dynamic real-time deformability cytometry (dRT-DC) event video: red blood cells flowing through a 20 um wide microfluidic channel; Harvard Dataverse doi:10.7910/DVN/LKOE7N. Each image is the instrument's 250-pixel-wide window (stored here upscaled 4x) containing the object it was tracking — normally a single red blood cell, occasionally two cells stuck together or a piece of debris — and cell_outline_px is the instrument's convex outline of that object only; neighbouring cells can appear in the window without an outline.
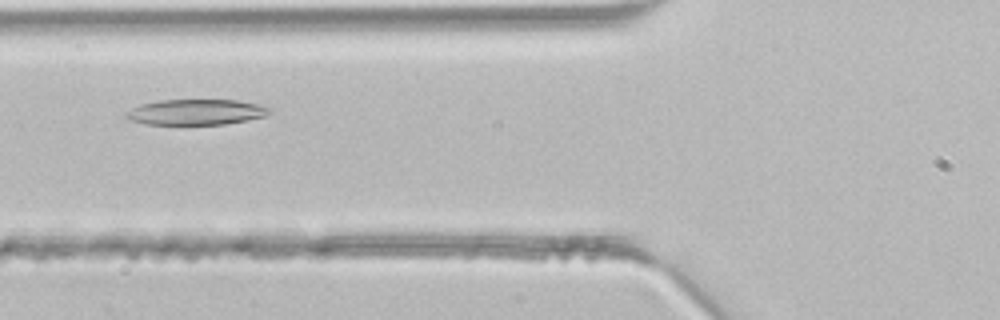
{"species": "common noctule bat (a hibernating species)", "species_latin": "Nyctalus noctula", "temperature_condition": "room temperature", "stored_images_in_passage": 38, "segment_of_instrument_passage": [1, 2], "camera_frame_rate_fps": 3000, "um_per_image_px": 0.085, "animal": {"sex": "male", "body_mass_g": 21.5, "forearm_length_mm": 52.0}, "frame": {"image": 1, "passage_image": 11, "time_ms": 3.333, "image_size_px": [1000, 320], "cell_outline_px": [[272, 112], [264, 116], [248, 120], [224, 124], [148, 124], [132, 120], [124, 116], [124, 112], [140, 104], [160, 100], [240, 100], [272, 108]], "centroid_in_image_um": [16.67, 9.52], "position_along_channel_um": 109.1, "area_um2": 21.33}}
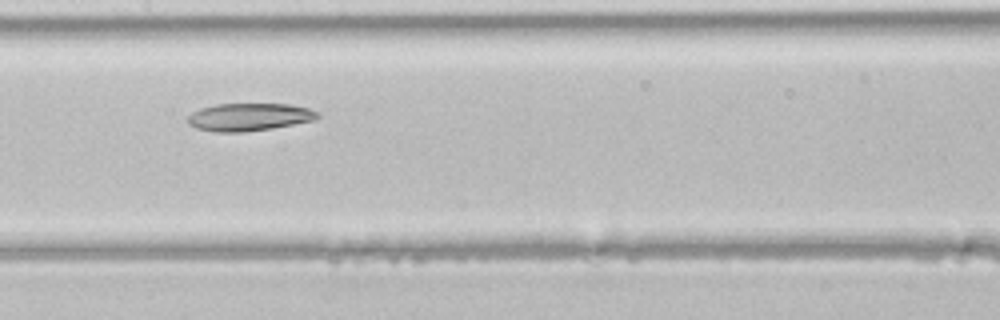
{"frame": {"image": 2, "passage_image": 16, "time_ms": 5.0, "image_size_px": [1000, 320], "cell_outline_px": [[320, 116], [316, 120], [272, 128], [244, 132], [216, 132], [196, 128], [188, 124], [188, 116], [192, 112], [200, 108], [216, 104], [288, 104], [308, 108], [316, 112]], "centroid_in_image_um": [21.16, 9.95], "position_along_channel_um": 186.2, "area_um2": 20.92}}
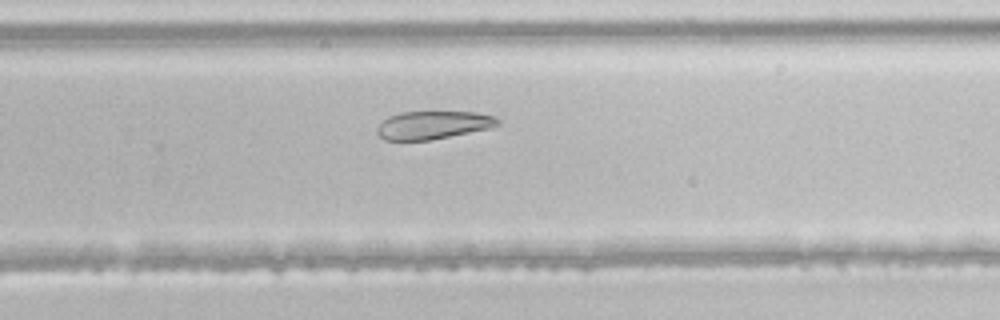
{"frame": {"image": 3, "passage_image": 23, "time_ms": 7.333, "image_size_px": [1000, 320], "cell_outline_px": [[500, 124], [492, 128], [432, 140], [384, 140], [376, 132], [376, 128], [388, 116], [400, 112], [476, 112], [492, 116], [500, 120]], "centroid_in_image_um": [36.82, 10.63], "position_along_channel_um": 293.0, "area_um2": 19.83}}